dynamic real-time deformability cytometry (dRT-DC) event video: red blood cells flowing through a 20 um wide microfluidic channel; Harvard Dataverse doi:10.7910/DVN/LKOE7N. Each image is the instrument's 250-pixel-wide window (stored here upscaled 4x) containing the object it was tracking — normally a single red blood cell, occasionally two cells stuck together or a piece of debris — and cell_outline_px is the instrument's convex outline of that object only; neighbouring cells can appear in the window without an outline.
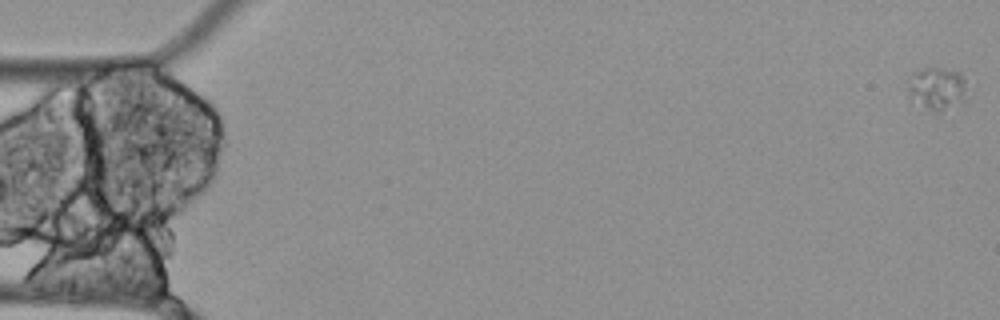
{"species": "Egyptian fruit bat (a non-hibernating species)", "species_latin": "Rousettus aegyptiacus", "temperature_condition": "cold", "stored_images_in_passage": 6, "camera_frame_rate_fps": 3000, "um_per_image_px": 0.085, "animal": {"sex": "female"}, "frame": {"image": 1, "passage_image": 1, "time_ms": 0.0, "image_size_px": [1000, 320], "cell_outline_px": [[976, 84], [968, 100], [964, 104], [940, 112], [932, 112], [908, 96], [908, 80], [912, 72], [920, 68], [940, 68], [960, 72], [976, 80]], "centroid_in_image_um": [79.9, 7.52], "position_along_channel_um": 5.1, "area_um2": 16.53}}
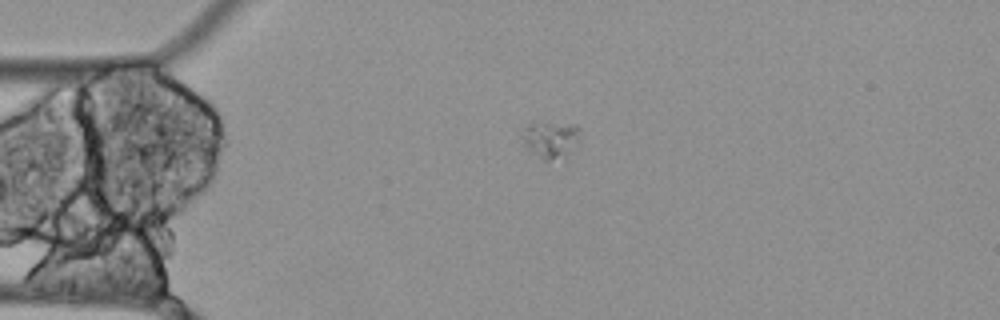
{"frame": {"image": 2, "passage_image": 5, "time_ms": 1.333, "image_size_px": [1000, 320], "cell_outline_px": [[580, 144], [576, 148], [564, 156], [548, 160], [544, 160], [528, 152], [520, 136], [520, 132], [528, 124], [576, 124], [580, 128]], "centroid_in_image_um": [46.81, 11.87], "position_along_channel_um": 38.2, "area_um2": 12.6}}